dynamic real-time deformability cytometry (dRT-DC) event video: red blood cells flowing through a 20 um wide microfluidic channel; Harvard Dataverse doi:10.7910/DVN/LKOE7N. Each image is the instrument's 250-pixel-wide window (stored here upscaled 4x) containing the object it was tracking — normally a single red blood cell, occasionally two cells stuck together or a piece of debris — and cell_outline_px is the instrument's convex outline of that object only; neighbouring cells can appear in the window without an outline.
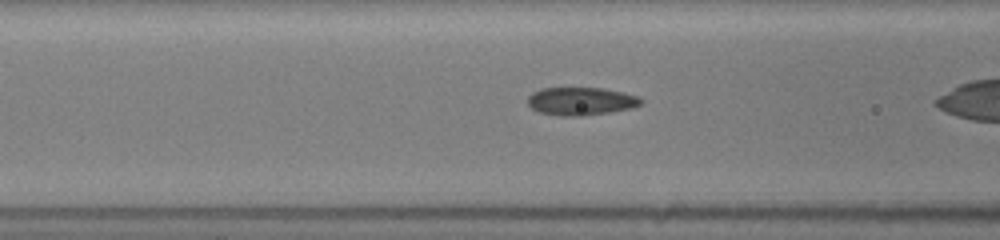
{"species": "common noctule bat (a hibernating species)", "species_latin": "Nyctalus noctula", "temperature_condition": "room temperature", "stored_images_in_passage": 39, "camera_frame_rate_fps": 3000, "um_per_image_px": 0.085, "animal": {"sex": "female", "body_mass_g": 19.5, "forearm_length_mm": 54.1}, "frame": {"image": 1, "passage_image": 19, "time_ms": 6.0, "image_size_px": [1000, 240], "cell_outline_px": [[644, 100], [640, 104], [628, 108], [608, 112], [584, 116], [560, 116], [540, 112], [532, 108], [528, 104], [528, 96], [532, 92], [540, 88], [604, 88], [624, 92], [640, 96]], "centroid_in_image_um": [49.37, 8.59], "position_along_channel_um": 117.2, "area_um2": 18.5}}
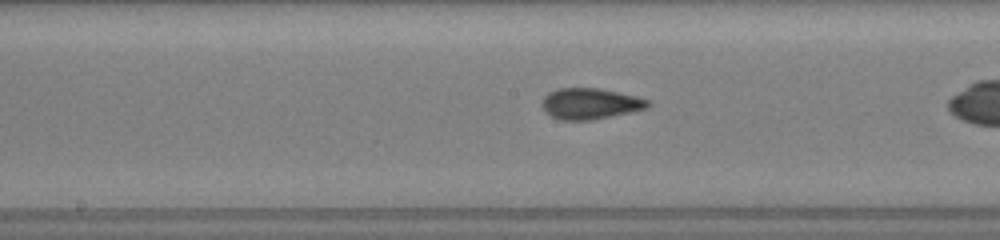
{"frame": {"image": 2, "passage_image": 25, "time_ms": 8.0, "image_size_px": [1000, 240], "cell_outline_px": [[652, 104], [648, 108], [592, 120], [560, 120], [544, 112], [540, 104], [544, 96], [548, 92], [556, 88], [600, 88], [636, 96], [648, 100]], "centroid_in_image_um": [50.13, 8.8], "position_along_channel_um": 198.1, "area_um2": 19.31}}
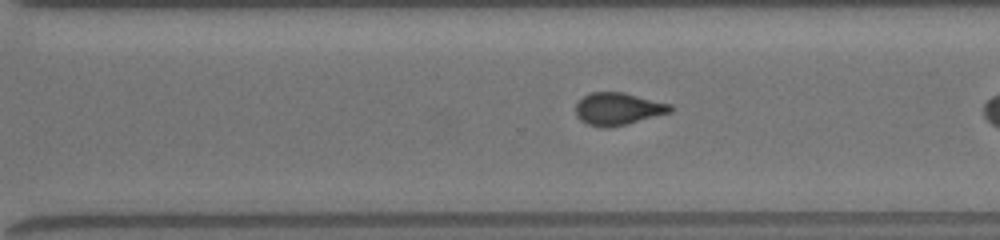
{"frame": {"image": 3, "passage_image": 34, "time_ms": 11.0, "image_size_px": [1000, 240], "cell_outline_px": [[672, 112], [608, 128], [588, 124], [580, 120], [576, 116], [576, 104], [584, 96], [592, 92], [624, 92], [672, 104]], "centroid_in_image_um": [52.54, 9.24], "position_along_channel_um": 318.1, "area_um2": 17.69}}